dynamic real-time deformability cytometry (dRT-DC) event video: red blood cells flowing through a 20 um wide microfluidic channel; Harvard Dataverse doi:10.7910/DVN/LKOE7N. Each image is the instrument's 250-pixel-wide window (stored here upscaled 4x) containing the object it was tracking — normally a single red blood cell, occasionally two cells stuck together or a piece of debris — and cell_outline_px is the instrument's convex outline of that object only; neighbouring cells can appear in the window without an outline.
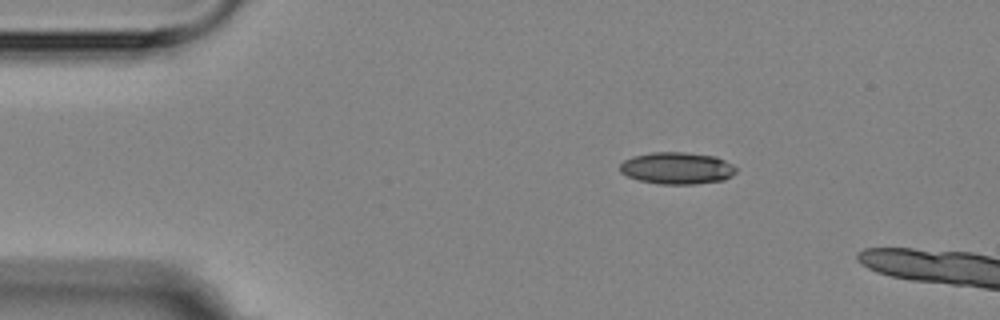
{"species": "Egyptian fruit bat (a non-hibernating species)", "species_latin": "Rousettus aegyptiacus", "temperature_condition": "room temperature", "stored_images_in_passage": 2, "camera_frame_rate_fps": 3000, "um_per_image_px": 0.085, "animal": {"sex": "female"}, "frame": {"image": 1, "passage_image": 1, "time_ms": 0.0, "image_size_px": [1000, 320], "cell_outline_px": [[736, 172], [732, 176], [724, 180], [696, 184], [660, 184], [640, 180], [628, 176], [620, 172], [620, 164], [624, 160], [632, 156], [652, 152], [684, 152], [716, 156], [732, 164], [736, 168]], "centroid_in_image_um": [57.56, 14.29], "position_along_channel_um": 27.4, "area_um2": 21.68}}